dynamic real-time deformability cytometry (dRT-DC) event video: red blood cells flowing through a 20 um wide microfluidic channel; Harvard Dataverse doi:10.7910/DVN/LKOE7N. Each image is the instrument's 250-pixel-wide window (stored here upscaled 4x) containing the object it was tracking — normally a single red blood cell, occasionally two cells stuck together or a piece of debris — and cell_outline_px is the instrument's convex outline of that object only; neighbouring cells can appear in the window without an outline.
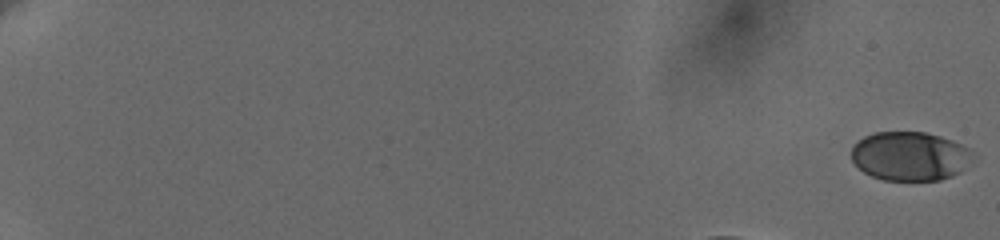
{"species": "human", "species_latin": "Homo sapiens", "temperature_condition": "cold", "stored_images_in_passage": 47, "camera_frame_rate_fps": 3000, "um_per_image_px": 0.085, "donor": {"sex": "female"}, "frame": {"image": 1, "passage_image": 1, "time_ms": 0.0, "image_size_px": [1000, 240], "cell_outline_px": [[976, 156], [960, 172], [952, 176], [940, 180], [884, 180], [872, 176], [864, 172], [852, 160], [852, 148], [864, 136], [876, 132], [924, 132], [940, 136], [952, 140], [976, 152]], "centroid_in_image_um": [77.39, 13.27], "position_along_channel_um": 7.6, "area_um2": 34.68}}
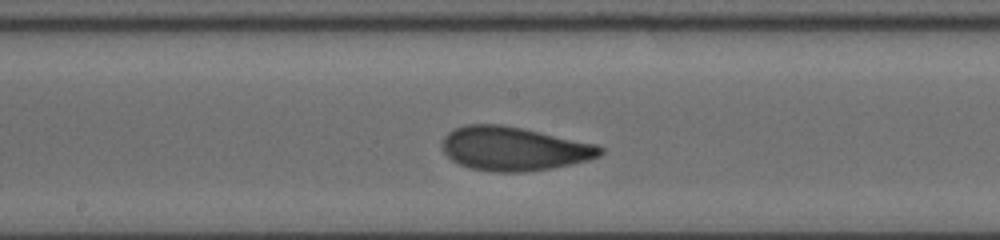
{"frame": {"image": 2, "passage_image": 30, "time_ms": 9.667, "image_size_px": [1000, 240], "cell_outline_px": [[604, 152], [600, 156], [588, 160], [572, 164], [552, 168], [524, 172], [492, 172], [472, 168], [460, 164], [452, 160], [444, 152], [440, 144], [444, 136], [448, 132], [464, 124], [500, 124], [524, 128], [596, 144], [604, 148]], "centroid_in_image_um": [43.68, 12.63], "position_along_channel_um": 204.5, "area_um2": 40.63}}
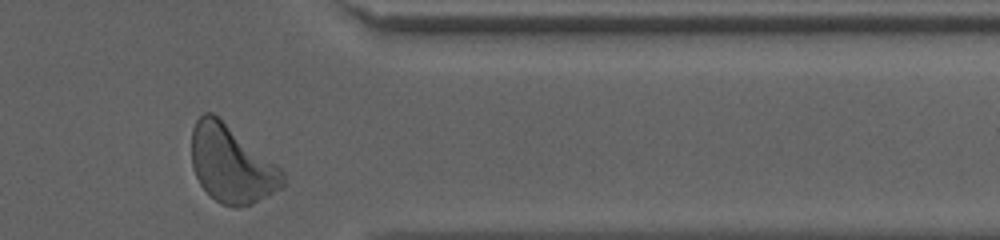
{"frame": {"image": 3, "passage_image": 46, "time_ms": 15.0, "image_size_px": [1000, 240], "cell_outline_px": [[284, 188], [252, 204], [236, 208], [232, 208], [220, 204], [200, 184], [192, 168], [192, 128], [196, 120], [204, 112], [212, 112], [276, 164], [284, 172]], "centroid_in_image_um": [19.68, 13.99], "position_along_channel_um": 391.7, "area_um2": 40.92}, "authors_computed_cell_mechanics": {"area_um2": 38.726, "velocity_mm_per_s": 3.6081, "shape_relaxation_time_tau1_ms": 4.1863, "shape_relaxation_time_tau2_ms": 1.01, "deformation_change_tau1": 0.1483, "deformation_change_tau2": 0.0672}}